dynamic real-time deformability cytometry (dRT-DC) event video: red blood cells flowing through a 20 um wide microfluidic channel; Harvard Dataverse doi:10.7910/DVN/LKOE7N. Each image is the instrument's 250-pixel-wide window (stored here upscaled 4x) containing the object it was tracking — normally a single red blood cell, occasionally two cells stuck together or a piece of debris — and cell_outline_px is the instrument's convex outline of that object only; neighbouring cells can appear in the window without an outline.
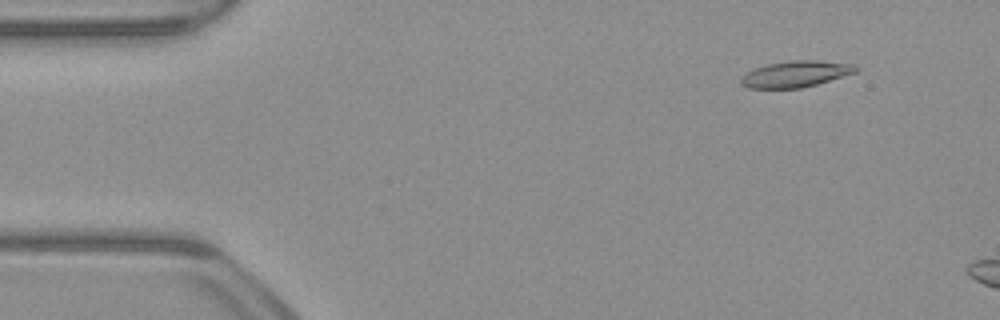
{"species": "common noctule bat (a hibernating species)", "species_latin": "Nyctalus noctula", "temperature_condition": "warm", "stored_images_in_passage": 10, "camera_frame_rate_fps": 3000, "um_per_image_px": 0.085, "animal": {"sex": "male", "body_mass_g": 23.1, "forearm_length_mm": 52.7}, "frame": {"image": 1, "passage_image": 5, "time_ms": 1.333, "image_size_px": [1000, 320], "cell_outline_px": [[860, 68], [856, 72], [816, 84], [800, 88], [748, 88], [740, 84], [740, 80], [748, 72], [756, 68], [768, 64], [792, 60], [816, 60], [856, 64]], "centroid_in_image_um": [67.67, 6.28], "position_along_channel_um": 17.3, "area_um2": 17.4}}